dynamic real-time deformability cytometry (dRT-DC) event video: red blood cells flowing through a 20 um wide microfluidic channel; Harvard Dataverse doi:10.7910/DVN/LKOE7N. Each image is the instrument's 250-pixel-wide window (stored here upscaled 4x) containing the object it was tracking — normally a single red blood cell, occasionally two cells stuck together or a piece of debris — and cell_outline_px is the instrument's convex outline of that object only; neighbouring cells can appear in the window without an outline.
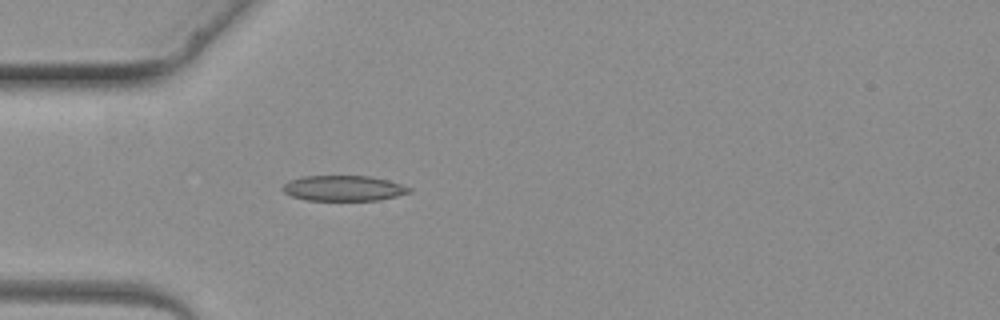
{"species": "common noctule bat (a hibernating species)", "species_latin": "Nyctalus noctula", "temperature_condition": "warm", "stored_images_in_passage": 3, "camera_frame_rate_fps": 3000, "um_per_image_px": 0.085, "animal": {"sex": "female", "body_mass_g": 19.3, "forearm_length_mm": 54.1}, "frame": {"image": 1, "passage_image": 3, "time_ms": 3.333, "image_size_px": [1000, 320], "cell_outline_px": [[412, 192], [380, 200], [304, 200], [292, 196], [284, 192], [280, 188], [288, 180], [304, 176], [372, 176], [388, 180], [412, 188]], "centroid_in_image_um": [29.19, 16.0], "position_along_channel_um": 55.8, "area_um2": 18.84}}